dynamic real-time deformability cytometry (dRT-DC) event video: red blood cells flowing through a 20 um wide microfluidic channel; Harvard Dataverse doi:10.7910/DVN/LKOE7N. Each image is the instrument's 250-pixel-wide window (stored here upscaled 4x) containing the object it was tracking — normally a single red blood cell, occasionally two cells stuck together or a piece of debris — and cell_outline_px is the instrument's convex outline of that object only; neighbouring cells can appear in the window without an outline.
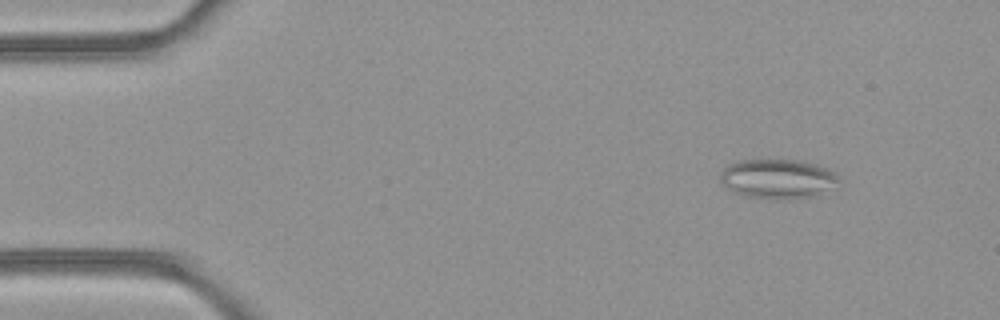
{"species": "common noctule bat (a hibernating species)", "species_latin": "Nyctalus noctula", "temperature_condition": "room temperature", "stored_images_in_passage": 4, "camera_frame_rate_fps": 3000, "um_per_image_px": 0.085, "animal": {"sex": "female", "body_mass_g": 21.9}, "frame": {"image": 1, "passage_image": 1, "time_ms": 0.0, "image_size_px": [1000, 320], "cell_outline_px": [[840, 180], [836, 188], [808, 196], [748, 196], [736, 192], [728, 188], [720, 180], [720, 172], [728, 164], [740, 160], [800, 160], [828, 168], [836, 172]], "centroid_in_image_um": [66.14, 15.13], "position_along_channel_um": 18.9, "area_um2": 26.36}}